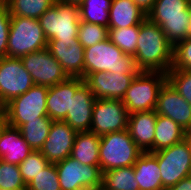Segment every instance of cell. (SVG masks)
I'll return each instance as SVG.
<instances>
[{"label": "cell", "instance_id": "16", "mask_svg": "<svg viewBox=\"0 0 191 190\" xmlns=\"http://www.w3.org/2000/svg\"><path fill=\"white\" fill-rule=\"evenodd\" d=\"M76 133L65 121H53L40 152L51 164L61 162L71 155Z\"/></svg>", "mask_w": 191, "mask_h": 190}, {"label": "cell", "instance_id": "12", "mask_svg": "<svg viewBox=\"0 0 191 190\" xmlns=\"http://www.w3.org/2000/svg\"><path fill=\"white\" fill-rule=\"evenodd\" d=\"M129 113L119 99H96L90 131L98 136L126 130Z\"/></svg>", "mask_w": 191, "mask_h": 190}, {"label": "cell", "instance_id": "23", "mask_svg": "<svg viewBox=\"0 0 191 190\" xmlns=\"http://www.w3.org/2000/svg\"><path fill=\"white\" fill-rule=\"evenodd\" d=\"M109 14V28L140 25L147 18V14L132 0H112Z\"/></svg>", "mask_w": 191, "mask_h": 190}, {"label": "cell", "instance_id": "6", "mask_svg": "<svg viewBox=\"0 0 191 190\" xmlns=\"http://www.w3.org/2000/svg\"><path fill=\"white\" fill-rule=\"evenodd\" d=\"M47 39L38 19L11 16L7 57L21 58L47 48Z\"/></svg>", "mask_w": 191, "mask_h": 190}, {"label": "cell", "instance_id": "29", "mask_svg": "<svg viewBox=\"0 0 191 190\" xmlns=\"http://www.w3.org/2000/svg\"><path fill=\"white\" fill-rule=\"evenodd\" d=\"M53 120H33L24 123L19 129L24 140L33 151H40L42 148Z\"/></svg>", "mask_w": 191, "mask_h": 190}, {"label": "cell", "instance_id": "28", "mask_svg": "<svg viewBox=\"0 0 191 190\" xmlns=\"http://www.w3.org/2000/svg\"><path fill=\"white\" fill-rule=\"evenodd\" d=\"M11 16L39 19L56 0H3Z\"/></svg>", "mask_w": 191, "mask_h": 190}, {"label": "cell", "instance_id": "13", "mask_svg": "<svg viewBox=\"0 0 191 190\" xmlns=\"http://www.w3.org/2000/svg\"><path fill=\"white\" fill-rule=\"evenodd\" d=\"M20 59L31 75L34 85L51 87L68 78L61 64L47 48L28 53Z\"/></svg>", "mask_w": 191, "mask_h": 190}, {"label": "cell", "instance_id": "30", "mask_svg": "<svg viewBox=\"0 0 191 190\" xmlns=\"http://www.w3.org/2000/svg\"><path fill=\"white\" fill-rule=\"evenodd\" d=\"M109 39L123 53L134 56L136 53L137 40L139 36L140 25L127 28H108Z\"/></svg>", "mask_w": 191, "mask_h": 190}, {"label": "cell", "instance_id": "3", "mask_svg": "<svg viewBox=\"0 0 191 190\" xmlns=\"http://www.w3.org/2000/svg\"><path fill=\"white\" fill-rule=\"evenodd\" d=\"M99 71L123 74L140 72L134 57L123 53L109 37L84 49V79L90 73Z\"/></svg>", "mask_w": 191, "mask_h": 190}, {"label": "cell", "instance_id": "32", "mask_svg": "<svg viewBox=\"0 0 191 190\" xmlns=\"http://www.w3.org/2000/svg\"><path fill=\"white\" fill-rule=\"evenodd\" d=\"M49 162L40 151L31 152L18 166L24 183H30L36 175L42 172Z\"/></svg>", "mask_w": 191, "mask_h": 190}, {"label": "cell", "instance_id": "33", "mask_svg": "<svg viewBox=\"0 0 191 190\" xmlns=\"http://www.w3.org/2000/svg\"><path fill=\"white\" fill-rule=\"evenodd\" d=\"M0 188L8 190H26L18 165L0 159Z\"/></svg>", "mask_w": 191, "mask_h": 190}, {"label": "cell", "instance_id": "9", "mask_svg": "<svg viewBox=\"0 0 191 190\" xmlns=\"http://www.w3.org/2000/svg\"><path fill=\"white\" fill-rule=\"evenodd\" d=\"M152 153L157 157L165 190L191 175V152L187 137L169 148Z\"/></svg>", "mask_w": 191, "mask_h": 190}, {"label": "cell", "instance_id": "14", "mask_svg": "<svg viewBox=\"0 0 191 190\" xmlns=\"http://www.w3.org/2000/svg\"><path fill=\"white\" fill-rule=\"evenodd\" d=\"M136 75L99 71L90 73L84 81L96 99L122 100Z\"/></svg>", "mask_w": 191, "mask_h": 190}, {"label": "cell", "instance_id": "17", "mask_svg": "<svg viewBox=\"0 0 191 190\" xmlns=\"http://www.w3.org/2000/svg\"><path fill=\"white\" fill-rule=\"evenodd\" d=\"M155 112L169 117L186 132L191 128V105L168 81L160 89Z\"/></svg>", "mask_w": 191, "mask_h": 190}, {"label": "cell", "instance_id": "8", "mask_svg": "<svg viewBox=\"0 0 191 190\" xmlns=\"http://www.w3.org/2000/svg\"><path fill=\"white\" fill-rule=\"evenodd\" d=\"M47 41L50 39L78 40L80 23L79 8L75 4L59 1L55 3L38 19Z\"/></svg>", "mask_w": 191, "mask_h": 190}, {"label": "cell", "instance_id": "1", "mask_svg": "<svg viewBox=\"0 0 191 190\" xmlns=\"http://www.w3.org/2000/svg\"><path fill=\"white\" fill-rule=\"evenodd\" d=\"M174 45L159 25L146 18L139 29L133 56L140 71L167 73L173 64Z\"/></svg>", "mask_w": 191, "mask_h": 190}, {"label": "cell", "instance_id": "15", "mask_svg": "<svg viewBox=\"0 0 191 190\" xmlns=\"http://www.w3.org/2000/svg\"><path fill=\"white\" fill-rule=\"evenodd\" d=\"M50 54L61 64L68 77L84 79V47L78 40L50 39L47 43Z\"/></svg>", "mask_w": 191, "mask_h": 190}, {"label": "cell", "instance_id": "4", "mask_svg": "<svg viewBox=\"0 0 191 190\" xmlns=\"http://www.w3.org/2000/svg\"><path fill=\"white\" fill-rule=\"evenodd\" d=\"M142 153L127 129L100 137L99 159L102 173L133 166Z\"/></svg>", "mask_w": 191, "mask_h": 190}, {"label": "cell", "instance_id": "41", "mask_svg": "<svg viewBox=\"0 0 191 190\" xmlns=\"http://www.w3.org/2000/svg\"><path fill=\"white\" fill-rule=\"evenodd\" d=\"M62 3L80 5L84 0H57Z\"/></svg>", "mask_w": 191, "mask_h": 190}, {"label": "cell", "instance_id": "39", "mask_svg": "<svg viewBox=\"0 0 191 190\" xmlns=\"http://www.w3.org/2000/svg\"><path fill=\"white\" fill-rule=\"evenodd\" d=\"M146 14L152 9L156 0H132Z\"/></svg>", "mask_w": 191, "mask_h": 190}, {"label": "cell", "instance_id": "37", "mask_svg": "<svg viewBox=\"0 0 191 190\" xmlns=\"http://www.w3.org/2000/svg\"><path fill=\"white\" fill-rule=\"evenodd\" d=\"M11 15L3 0H0V57L7 56Z\"/></svg>", "mask_w": 191, "mask_h": 190}, {"label": "cell", "instance_id": "11", "mask_svg": "<svg viewBox=\"0 0 191 190\" xmlns=\"http://www.w3.org/2000/svg\"><path fill=\"white\" fill-rule=\"evenodd\" d=\"M34 85L20 58L0 57V103L26 93Z\"/></svg>", "mask_w": 191, "mask_h": 190}, {"label": "cell", "instance_id": "5", "mask_svg": "<svg viewBox=\"0 0 191 190\" xmlns=\"http://www.w3.org/2000/svg\"><path fill=\"white\" fill-rule=\"evenodd\" d=\"M166 81L164 72L140 71L122 99L128 113L155 110L160 89Z\"/></svg>", "mask_w": 191, "mask_h": 190}, {"label": "cell", "instance_id": "38", "mask_svg": "<svg viewBox=\"0 0 191 190\" xmlns=\"http://www.w3.org/2000/svg\"><path fill=\"white\" fill-rule=\"evenodd\" d=\"M168 190H191V175L181 179L176 185L171 186Z\"/></svg>", "mask_w": 191, "mask_h": 190}, {"label": "cell", "instance_id": "40", "mask_svg": "<svg viewBox=\"0 0 191 190\" xmlns=\"http://www.w3.org/2000/svg\"><path fill=\"white\" fill-rule=\"evenodd\" d=\"M7 125H8L7 114L5 112V109H3L0 112V136H1L2 132L4 131V129L6 128Z\"/></svg>", "mask_w": 191, "mask_h": 190}, {"label": "cell", "instance_id": "44", "mask_svg": "<svg viewBox=\"0 0 191 190\" xmlns=\"http://www.w3.org/2000/svg\"><path fill=\"white\" fill-rule=\"evenodd\" d=\"M188 145H189L190 152H191V139H188Z\"/></svg>", "mask_w": 191, "mask_h": 190}, {"label": "cell", "instance_id": "26", "mask_svg": "<svg viewBox=\"0 0 191 190\" xmlns=\"http://www.w3.org/2000/svg\"><path fill=\"white\" fill-rule=\"evenodd\" d=\"M102 190H139L134 167H122L103 172Z\"/></svg>", "mask_w": 191, "mask_h": 190}, {"label": "cell", "instance_id": "27", "mask_svg": "<svg viewBox=\"0 0 191 190\" xmlns=\"http://www.w3.org/2000/svg\"><path fill=\"white\" fill-rule=\"evenodd\" d=\"M112 0H84L79 6L80 21L109 28V9Z\"/></svg>", "mask_w": 191, "mask_h": 190}, {"label": "cell", "instance_id": "25", "mask_svg": "<svg viewBox=\"0 0 191 190\" xmlns=\"http://www.w3.org/2000/svg\"><path fill=\"white\" fill-rule=\"evenodd\" d=\"M187 132L169 117L157 114L154 137V152L169 148L183 141Z\"/></svg>", "mask_w": 191, "mask_h": 190}, {"label": "cell", "instance_id": "31", "mask_svg": "<svg viewBox=\"0 0 191 190\" xmlns=\"http://www.w3.org/2000/svg\"><path fill=\"white\" fill-rule=\"evenodd\" d=\"M109 29L99 24H91L80 21L78 29V41L84 47H91L100 41L107 39Z\"/></svg>", "mask_w": 191, "mask_h": 190}, {"label": "cell", "instance_id": "2", "mask_svg": "<svg viewBox=\"0 0 191 190\" xmlns=\"http://www.w3.org/2000/svg\"><path fill=\"white\" fill-rule=\"evenodd\" d=\"M190 0H156L147 18L160 26L167 39L175 45L190 37Z\"/></svg>", "mask_w": 191, "mask_h": 190}, {"label": "cell", "instance_id": "43", "mask_svg": "<svg viewBox=\"0 0 191 190\" xmlns=\"http://www.w3.org/2000/svg\"><path fill=\"white\" fill-rule=\"evenodd\" d=\"M189 10L191 12V0H190V3H189ZM190 37H191V27H190Z\"/></svg>", "mask_w": 191, "mask_h": 190}, {"label": "cell", "instance_id": "7", "mask_svg": "<svg viewBox=\"0 0 191 190\" xmlns=\"http://www.w3.org/2000/svg\"><path fill=\"white\" fill-rule=\"evenodd\" d=\"M49 87L33 85L26 93L13 98L5 106L8 125L20 128L33 120H51L47 114L46 98Z\"/></svg>", "mask_w": 191, "mask_h": 190}, {"label": "cell", "instance_id": "20", "mask_svg": "<svg viewBox=\"0 0 191 190\" xmlns=\"http://www.w3.org/2000/svg\"><path fill=\"white\" fill-rule=\"evenodd\" d=\"M156 119L155 110L129 114L127 130L142 152H154Z\"/></svg>", "mask_w": 191, "mask_h": 190}, {"label": "cell", "instance_id": "45", "mask_svg": "<svg viewBox=\"0 0 191 190\" xmlns=\"http://www.w3.org/2000/svg\"><path fill=\"white\" fill-rule=\"evenodd\" d=\"M4 109V106L0 103V112Z\"/></svg>", "mask_w": 191, "mask_h": 190}, {"label": "cell", "instance_id": "19", "mask_svg": "<svg viewBox=\"0 0 191 190\" xmlns=\"http://www.w3.org/2000/svg\"><path fill=\"white\" fill-rule=\"evenodd\" d=\"M95 101V96L84 82L71 98L70 111L67 112L63 121L76 132L90 131Z\"/></svg>", "mask_w": 191, "mask_h": 190}, {"label": "cell", "instance_id": "24", "mask_svg": "<svg viewBox=\"0 0 191 190\" xmlns=\"http://www.w3.org/2000/svg\"><path fill=\"white\" fill-rule=\"evenodd\" d=\"M100 136L91 131L77 132L70 157L83 165L100 166Z\"/></svg>", "mask_w": 191, "mask_h": 190}, {"label": "cell", "instance_id": "22", "mask_svg": "<svg viewBox=\"0 0 191 190\" xmlns=\"http://www.w3.org/2000/svg\"><path fill=\"white\" fill-rule=\"evenodd\" d=\"M133 167L139 190H165L157 157L152 152H143Z\"/></svg>", "mask_w": 191, "mask_h": 190}, {"label": "cell", "instance_id": "34", "mask_svg": "<svg viewBox=\"0 0 191 190\" xmlns=\"http://www.w3.org/2000/svg\"><path fill=\"white\" fill-rule=\"evenodd\" d=\"M26 190H61L56 165L49 163L26 185Z\"/></svg>", "mask_w": 191, "mask_h": 190}, {"label": "cell", "instance_id": "21", "mask_svg": "<svg viewBox=\"0 0 191 190\" xmlns=\"http://www.w3.org/2000/svg\"><path fill=\"white\" fill-rule=\"evenodd\" d=\"M31 152L33 150L24 140L20 129L7 125L0 136V159L19 165Z\"/></svg>", "mask_w": 191, "mask_h": 190}, {"label": "cell", "instance_id": "35", "mask_svg": "<svg viewBox=\"0 0 191 190\" xmlns=\"http://www.w3.org/2000/svg\"><path fill=\"white\" fill-rule=\"evenodd\" d=\"M167 81L191 105V70L169 69Z\"/></svg>", "mask_w": 191, "mask_h": 190}, {"label": "cell", "instance_id": "36", "mask_svg": "<svg viewBox=\"0 0 191 190\" xmlns=\"http://www.w3.org/2000/svg\"><path fill=\"white\" fill-rule=\"evenodd\" d=\"M170 69L191 70V37L174 45L173 64Z\"/></svg>", "mask_w": 191, "mask_h": 190}, {"label": "cell", "instance_id": "10", "mask_svg": "<svg viewBox=\"0 0 191 190\" xmlns=\"http://www.w3.org/2000/svg\"><path fill=\"white\" fill-rule=\"evenodd\" d=\"M61 190H100L103 173L100 166L83 165L72 157L55 164Z\"/></svg>", "mask_w": 191, "mask_h": 190}, {"label": "cell", "instance_id": "42", "mask_svg": "<svg viewBox=\"0 0 191 190\" xmlns=\"http://www.w3.org/2000/svg\"><path fill=\"white\" fill-rule=\"evenodd\" d=\"M186 137H187L188 139H191V128L187 131Z\"/></svg>", "mask_w": 191, "mask_h": 190}, {"label": "cell", "instance_id": "18", "mask_svg": "<svg viewBox=\"0 0 191 190\" xmlns=\"http://www.w3.org/2000/svg\"><path fill=\"white\" fill-rule=\"evenodd\" d=\"M80 77H68L65 81L49 87L46 108L48 117L53 121H63L70 111L71 98L84 83Z\"/></svg>", "mask_w": 191, "mask_h": 190}]
</instances>
